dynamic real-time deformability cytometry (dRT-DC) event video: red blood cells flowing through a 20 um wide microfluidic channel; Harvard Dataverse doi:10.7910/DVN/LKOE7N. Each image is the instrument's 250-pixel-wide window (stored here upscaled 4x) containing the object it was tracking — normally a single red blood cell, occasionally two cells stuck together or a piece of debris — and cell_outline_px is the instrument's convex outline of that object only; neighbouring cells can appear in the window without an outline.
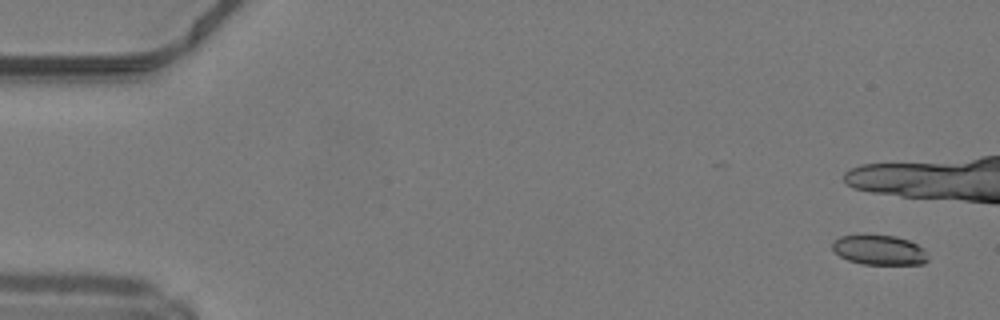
{"species": "common noctule bat (a hibernating species)", "species_latin": "Nyctalus noctula", "temperature_condition": "warm", "stored_images_in_passage": 12, "camera_frame_rate_fps": 3000, "um_per_image_px": 0.085, "animal": {"sex": "male", "body_mass_g": 19.2, "forearm_length_mm": 51.8}, "frame": {"image": 1, "passage_image": 3, "time_ms": 0.667, "image_size_px": [1000, 320], "cell_outline_px": [[928, 260], [924, 264], [864, 264], [848, 260], [840, 256], [832, 248], [832, 240], [840, 236], [896, 236], [908, 240], [924, 248]], "centroid_in_image_um": [74.75, 21.26], "position_along_channel_um": 10.3, "area_um2": 16.36}}